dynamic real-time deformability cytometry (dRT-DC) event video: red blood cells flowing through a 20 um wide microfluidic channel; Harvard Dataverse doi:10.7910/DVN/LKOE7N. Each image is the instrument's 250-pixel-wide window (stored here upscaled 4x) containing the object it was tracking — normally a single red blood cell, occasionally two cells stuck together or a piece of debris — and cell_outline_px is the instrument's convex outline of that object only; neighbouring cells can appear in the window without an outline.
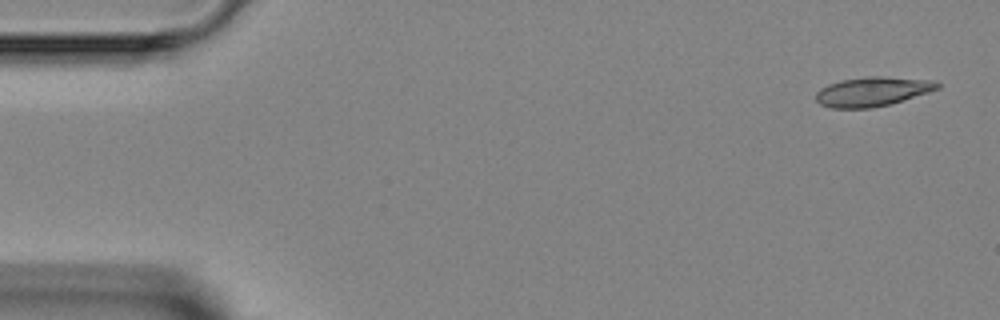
{"species": "Egyptian fruit bat (a non-hibernating species)", "species_latin": "Rousettus aegyptiacus", "temperature_condition": "room temperature", "stored_images_in_passage": 4, "camera_frame_rate_fps": 3000, "um_per_image_px": 0.085, "animal": {"sex": "female"}, "frame": {"image": 1, "passage_image": 1, "time_ms": 0.0, "image_size_px": [1000, 320], "cell_outline_px": [[940, 88], [928, 92], [888, 104], [872, 108], [832, 108], [820, 104], [816, 100], [816, 92], [820, 88], [828, 84], [840, 80], [868, 76], [880, 76], [936, 80], [940, 84]], "centroid_in_image_um": [74.14, 7.77], "position_along_channel_um": 10.9, "area_um2": 20.75}}
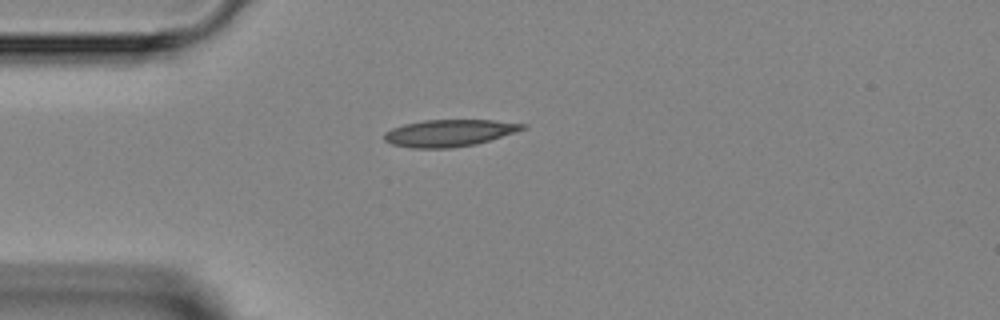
{"frame": {"image": 2, "passage_image": 4, "time_ms": 3.333, "image_size_px": [1000, 320], "cell_outline_px": [[528, 128], [476, 144], [452, 148], [412, 148], [392, 144], [384, 140], [384, 132], [392, 128], [404, 124], [424, 120], [492, 120], [528, 124]], "centroid_in_image_um": [38.19, 11.3], "position_along_channel_um": 46.8, "area_um2": 21.73}}